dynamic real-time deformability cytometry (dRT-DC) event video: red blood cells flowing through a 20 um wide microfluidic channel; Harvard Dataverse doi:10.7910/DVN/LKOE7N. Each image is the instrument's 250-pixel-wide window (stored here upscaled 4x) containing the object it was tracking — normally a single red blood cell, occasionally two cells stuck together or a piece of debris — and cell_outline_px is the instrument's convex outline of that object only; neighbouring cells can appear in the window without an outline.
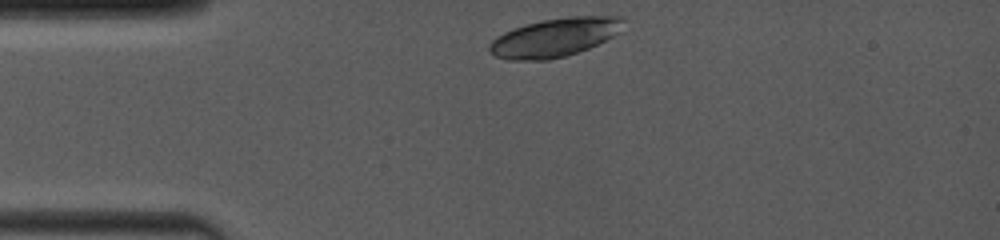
{"species": "common noctule bat (a hibernating species)", "species_latin": "Nyctalus noctula", "temperature_condition": "room temperature", "stored_images_in_passage": 3, "camera_frame_rate_fps": 4000, "um_per_image_px": 0.085, "animal": {"sex": "female", "body_mass_g": 19.0, "forearm_length_mm": 53.3}, "frame": {"image": 1, "passage_image": 1, "time_ms": 0.0, "image_size_px": [1000, 240], "cell_outline_px": [[624, 20], [616, 32], [612, 36], [588, 48], [564, 56], [548, 60], [508, 60], [496, 56], [488, 48], [488, 44], [496, 36], [504, 32], [528, 24], [544, 20], [568, 16], [624, 16]], "centroid_in_image_um": [47.11, 3.18], "position_along_channel_um": 37.9, "area_um2": 29.59}}